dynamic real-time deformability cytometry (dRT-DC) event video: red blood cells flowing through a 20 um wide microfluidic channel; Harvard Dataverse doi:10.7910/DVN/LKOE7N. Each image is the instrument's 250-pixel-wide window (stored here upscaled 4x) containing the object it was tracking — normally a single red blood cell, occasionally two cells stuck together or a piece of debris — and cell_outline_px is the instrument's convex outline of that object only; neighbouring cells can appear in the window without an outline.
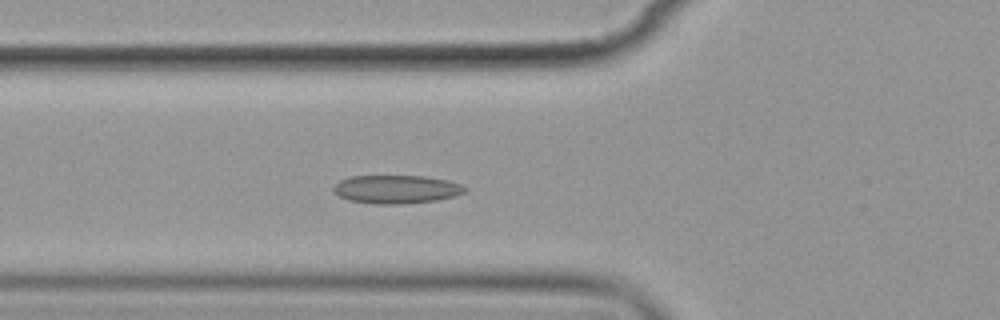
{"species": "common noctule bat (a hibernating species)", "species_latin": "Nyctalus noctula", "temperature_condition": "cold", "stored_images_in_passage": 6, "camera_frame_rate_fps": 3000, "um_per_image_px": 0.085, "animal": {"sex": "female", "body_mass_g": 19.9}, "frame": {"image": 1, "passage_image": 6, "time_ms": 5.667, "image_size_px": [1000, 320], "cell_outline_px": [[468, 188], [464, 192], [456, 196], [436, 200], [400, 204], [372, 204], [348, 200], [340, 196], [332, 188], [340, 180], [352, 176], [424, 176], [448, 180], [460, 184]], "centroid_in_image_um": [33.71, 16.09], "position_along_channel_um": 92.1, "area_um2": 21.68}}